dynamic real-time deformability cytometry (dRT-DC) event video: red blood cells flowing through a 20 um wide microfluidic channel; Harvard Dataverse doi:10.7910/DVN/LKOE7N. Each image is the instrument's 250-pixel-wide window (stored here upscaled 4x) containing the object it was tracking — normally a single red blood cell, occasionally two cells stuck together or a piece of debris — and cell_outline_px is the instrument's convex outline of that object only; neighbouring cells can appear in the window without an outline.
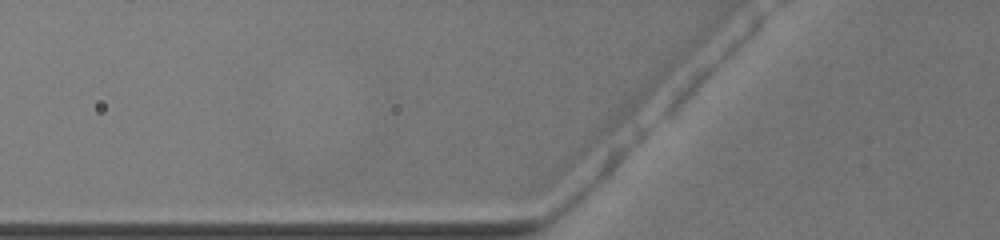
{"species": "common noctule bat (a hibernating species)", "species_latin": "Nyctalus noctula", "temperature_condition": "warm", "stored_images_in_passage": 3, "camera_frame_rate_fps": 3000, "um_per_image_px": 0.085, "animal": {"sex": "female", "body_mass_g": 19.5, "forearm_length_mm": 54.1}, "frame": {"image": 1, "passage_image": 2, "time_ms": 0.333, "image_size_px": [1000, 240], "cell_outline_px": [[480, 156], [476, 160], [352, 160], [344, 156], [348, 152], [360, 148], [380, 144], [384, 144], [476, 148]], "centroid_in_image_um": [35.06, 13.01], "position_along_channel_um": 90.7, "area_um2": 12.89}}